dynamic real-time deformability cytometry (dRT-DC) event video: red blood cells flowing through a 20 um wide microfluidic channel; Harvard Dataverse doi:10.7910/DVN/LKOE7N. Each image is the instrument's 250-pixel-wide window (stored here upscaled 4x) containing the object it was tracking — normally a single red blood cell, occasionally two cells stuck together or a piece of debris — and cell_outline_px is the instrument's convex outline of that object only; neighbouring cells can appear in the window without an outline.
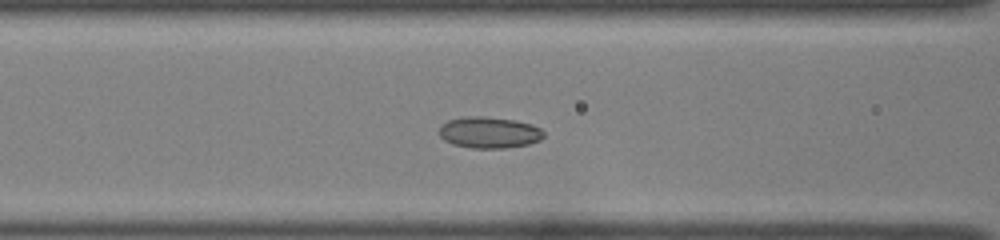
{"species": "common noctule bat (a hibernating species)", "species_latin": "Nyctalus noctula", "temperature_condition": "room temperature", "stored_images_in_passage": 41, "camera_frame_rate_fps": 3000, "um_per_image_px": 0.085, "animal": {"sex": "female", "body_mass_g": 22.0, "forearm_length_mm": 56.7}, "frame": {"image": 1, "passage_image": 12, "time_ms": 3.667, "image_size_px": [1000, 240], "cell_outline_px": [[544, 136], [540, 140], [528, 144], [508, 148], [472, 148], [452, 144], [444, 140], [440, 136], [440, 128], [448, 120], [464, 116], [484, 116], [516, 120], [532, 124], [540, 128], [544, 132]], "centroid_in_image_um": [41.6, 11.26], "position_along_channel_um": 125.0, "area_um2": 19.19}}
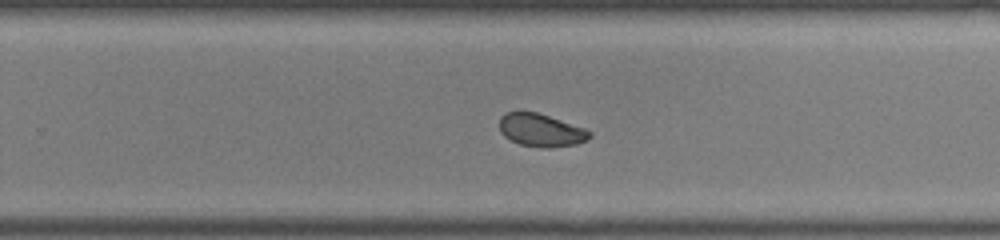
{"frame": {"image": 2, "passage_image": 24, "time_ms": 7.667, "image_size_px": [1000, 240], "cell_outline_px": [[592, 136], [588, 140], [576, 144], [552, 148], [540, 148], [520, 144], [504, 136], [500, 132], [500, 116], [504, 112], [536, 112], [584, 128], [592, 132]], "centroid_in_image_um": [45.99, 11.08], "position_along_channel_um": 283.8, "area_um2": 17.28}}
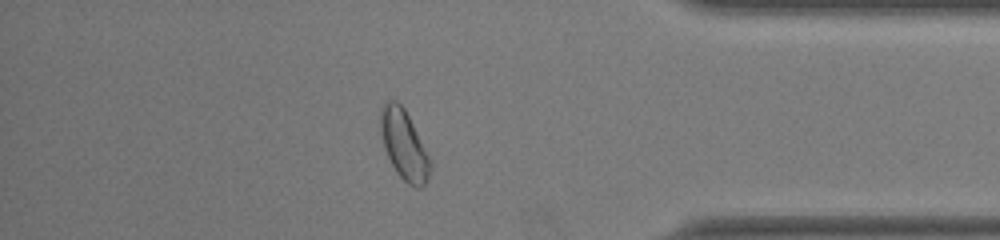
{"frame": {"image": 3, "passage_image": 34, "time_ms": 11.0, "image_size_px": [1000, 240], "cell_outline_px": [[432, 168], [428, 180], [420, 188], [416, 188], [408, 184], [396, 172], [384, 148], [380, 132], [380, 112], [384, 104], [388, 100], [396, 100], [404, 108], [432, 160]], "centroid_in_image_um": [34.36, 12.34], "position_along_channel_um": 400.8, "area_um2": 20.23}, "authors_computed_cell_mechanics": {"area_um2": 18.5538, "velocity_mm_per_s": 3.984, "shape_relaxation_time_tau1_ms": 2.8547, "shape_relaxation_time_tau2_ms": 2.2928, "deformation_change_tau1": 0.0938, "deformation_change_tau2": 0.0693}}